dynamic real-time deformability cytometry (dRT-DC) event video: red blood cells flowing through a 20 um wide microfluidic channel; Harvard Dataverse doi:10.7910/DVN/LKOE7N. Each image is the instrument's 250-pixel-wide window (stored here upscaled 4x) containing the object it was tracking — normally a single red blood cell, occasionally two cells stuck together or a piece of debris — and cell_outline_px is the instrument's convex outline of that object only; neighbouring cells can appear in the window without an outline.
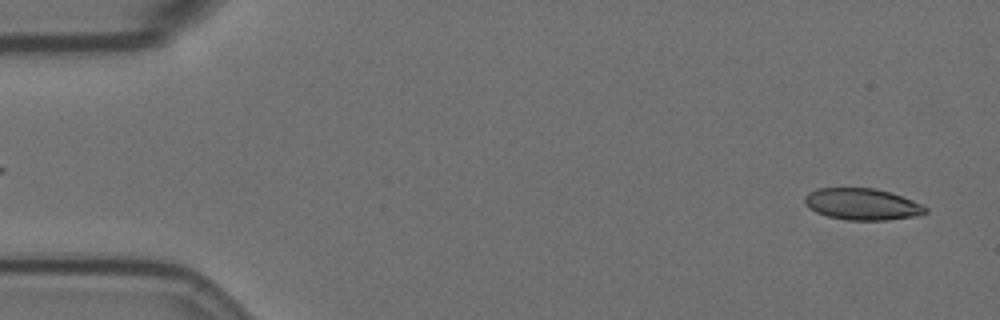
{"species": "Egyptian fruit bat (a non-hibernating species)", "species_latin": "Rousettus aegyptiacus", "temperature_condition": "room temperature", "stored_images_in_passage": 56, "camera_frame_rate_fps": 3000, "um_per_image_px": 0.085, "animal": {"sex": "female"}, "frame": {"image": 1, "passage_image": 2, "time_ms": 0.333, "image_size_px": [1000, 320], "cell_outline_px": [[928, 212], [912, 216], [888, 220], [848, 220], [828, 216], [816, 212], [808, 208], [804, 200], [804, 196], [808, 192], [816, 188], [876, 188], [900, 196], [920, 204], [928, 208]], "centroid_in_image_um": [73.23, 17.35], "position_along_channel_um": 11.8, "area_um2": 22.02}}
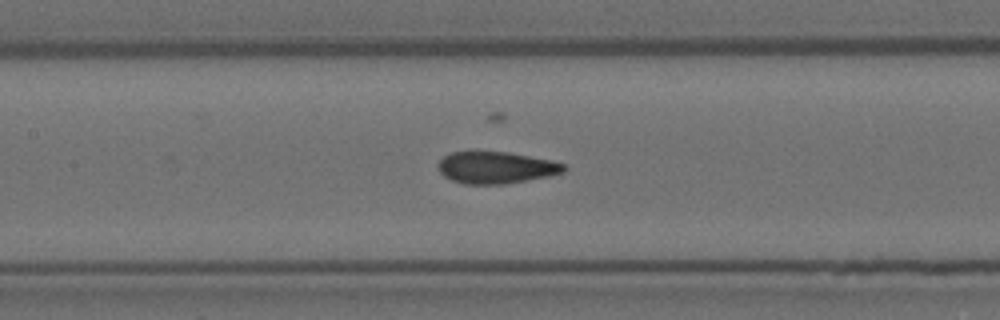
{"frame": {"image": 2, "passage_image": 25, "time_ms": 8.0, "image_size_px": [1000, 320], "cell_outline_px": [[564, 172], [548, 176], [504, 184], [464, 184], [452, 180], [444, 176], [440, 172], [436, 164], [444, 156], [452, 152], [508, 152], [552, 160], [564, 164]], "centroid_in_image_um": [42.13, 14.24], "position_along_channel_um": 165.3, "area_um2": 23.18}}
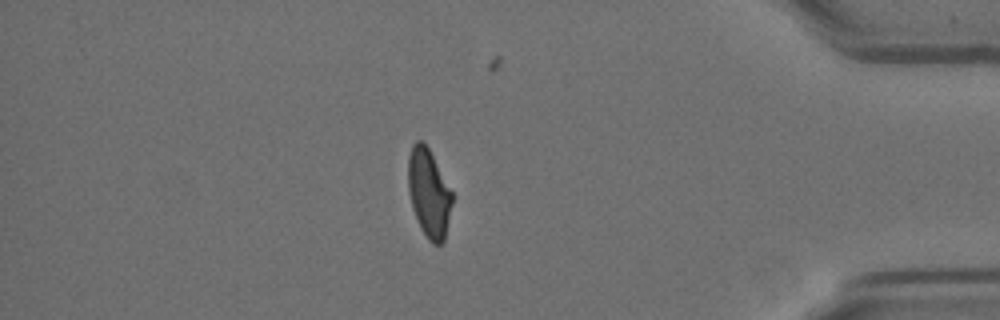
{"frame": {"image": 3, "passage_image": 48, "time_ms": 15.667, "image_size_px": [1000, 320], "cell_outline_px": [[452, 204], [444, 240], [440, 244], [432, 244], [428, 240], [420, 228], [412, 208], [408, 188], [408, 156], [412, 144], [416, 140], [420, 140], [428, 148], [452, 192]], "centroid_in_image_um": [36.43, 16.43], "position_along_channel_um": 398.8, "area_um2": 22.48}}